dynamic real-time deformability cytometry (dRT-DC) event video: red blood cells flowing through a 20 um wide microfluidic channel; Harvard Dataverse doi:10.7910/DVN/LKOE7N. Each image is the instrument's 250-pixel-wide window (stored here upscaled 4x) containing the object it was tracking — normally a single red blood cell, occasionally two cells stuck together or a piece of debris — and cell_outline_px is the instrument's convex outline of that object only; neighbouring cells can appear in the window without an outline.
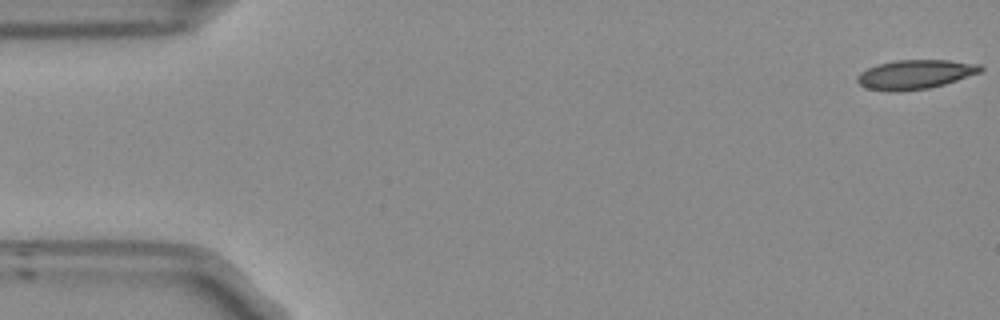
{"species": "Egyptian fruit bat (a non-hibernating species)", "species_latin": "Rousettus aegyptiacus", "temperature_condition": "room temperature", "stored_images_in_passage": 53, "camera_frame_rate_fps": 3000, "um_per_image_px": 0.085, "frame": {"image": 1, "passage_image": 1, "time_ms": 0.0, "image_size_px": [1000, 320], "cell_outline_px": [[984, 68], [980, 72], [944, 84], [928, 88], [896, 92], [888, 92], [868, 88], [860, 84], [856, 80], [856, 76], [860, 72], [868, 68], [880, 64], [896, 60], [948, 60], [980, 64]], "centroid_in_image_um": [77.77, 6.33], "position_along_channel_um": 7.2, "area_um2": 20.87}}
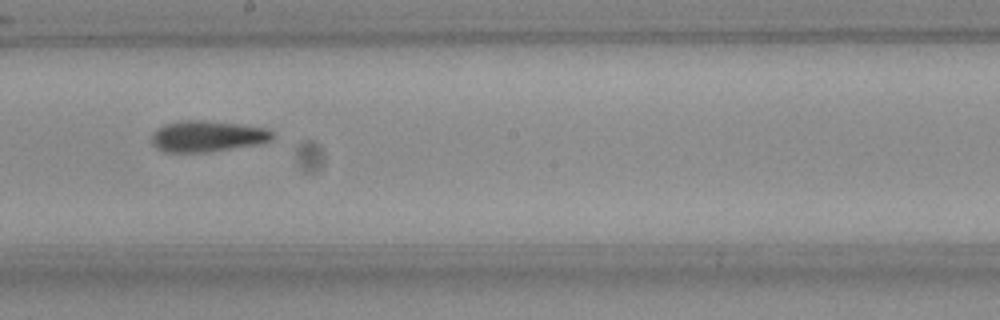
{"frame": {"image": 2, "passage_image": 29, "time_ms": 9.333, "image_size_px": [1000, 320], "cell_outline_px": [[276, 136], [272, 140], [256, 144], [204, 152], [164, 152], [156, 148], [152, 144], [152, 132], [156, 128], [164, 124], [180, 120], [204, 120], [240, 124], [268, 128], [276, 132]], "centroid_in_image_um": [17.62, 11.56], "position_along_channel_um": 230.6, "area_um2": 22.14}}
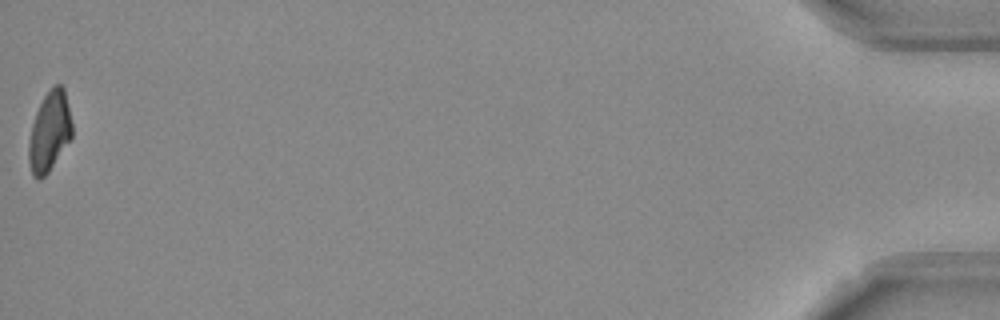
{"frame": {"image": 3, "passage_image": 53, "time_ms": 17.333, "image_size_px": [1000, 320], "cell_outline_px": [[72, 136], [48, 172], [40, 180], [36, 180], [32, 176], [28, 160], [28, 140], [32, 124], [36, 112], [44, 96], [56, 84], [60, 84], [64, 88], [72, 124]], "centroid_in_image_um": [4.18, 11.22], "position_along_channel_um": 431.0, "area_um2": 20.0}}